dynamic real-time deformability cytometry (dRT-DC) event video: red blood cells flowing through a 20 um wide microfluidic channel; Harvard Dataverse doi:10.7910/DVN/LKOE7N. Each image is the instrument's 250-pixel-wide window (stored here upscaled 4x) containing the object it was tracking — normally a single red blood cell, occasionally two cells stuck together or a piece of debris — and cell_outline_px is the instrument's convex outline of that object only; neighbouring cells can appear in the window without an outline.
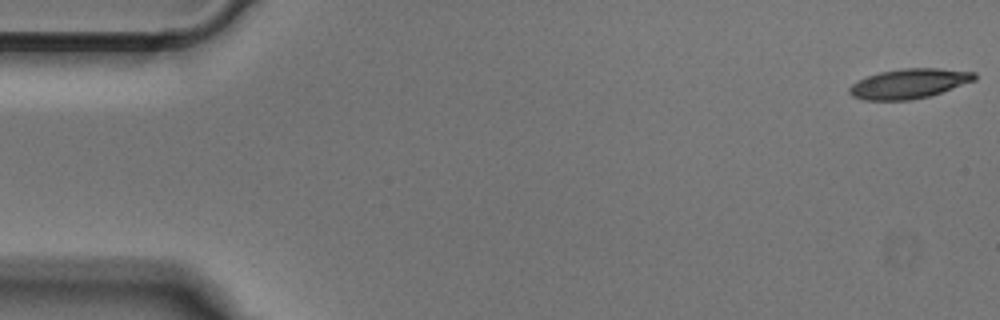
{"species": "Egyptian fruit bat (a non-hibernating species)", "species_latin": "Rousettus aegyptiacus", "temperature_condition": "cold", "stored_images_in_passage": 51, "camera_frame_rate_fps": 3000, "um_per_image_px": 0.085, "animal": {"sex": "male"}, "frame": {"image": 1, "passage_image": 1, "time_ms": 0.0, "image_size_px": [1000, 320], "cell_outline_px": [[976, 80], [928, 96], [908, 100], [864, 100], [852, 96], [848, 92], [848, 88], [852, 84], [868, 76], [880, 72], [900, 68], [940, 68], [976, 72]], "centroid_in_image_um": [77.26, 7.1], "position_along_channel_um": 7.7, "area_um2": 21.56}}
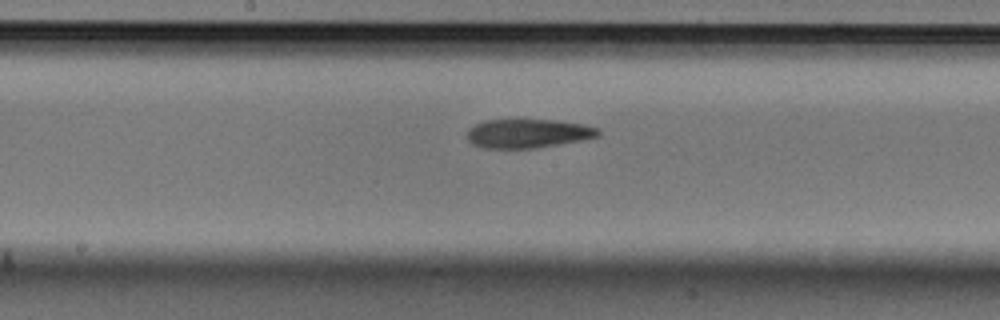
{"frame": {"image": 2, "passage_image": 26, "time_ms": 8.333, "image_size_px": [1000, 320], "cell_outline_px": [[600, 136], [580, 140], [532, 148], [484, 148], [472, 144], [468, 140], [468, 128], [484, 120], [552, 120], [584, 124], [600, 128]], "centroid_in_image_um": [44.87, 11.34], "position_along_channel_um": 203.3, "area_um2": 21.91}}
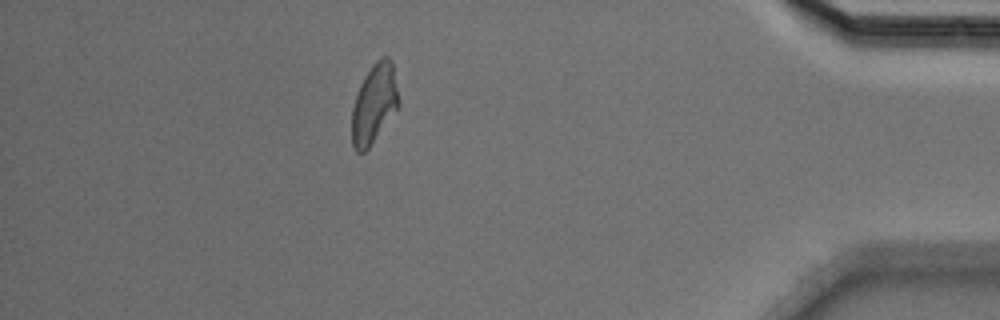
{"frame": {"image": 3, "passage_image": 45, "time_ms": 14.667, "image_size_px": [1000, 320], "cell_outline_px": [[400, 104], [368, 148], [364, 152], [356, 152], [352, 144], [352, 108], [360, 84], [364, 76], [372, 64], [376, 60], [384, 56], [388, 56], [392, 60]], "centroid_in_image_um": [31.8, 8.78], "position_along_channel_um": 403.4, "area_um2": 21.44}}